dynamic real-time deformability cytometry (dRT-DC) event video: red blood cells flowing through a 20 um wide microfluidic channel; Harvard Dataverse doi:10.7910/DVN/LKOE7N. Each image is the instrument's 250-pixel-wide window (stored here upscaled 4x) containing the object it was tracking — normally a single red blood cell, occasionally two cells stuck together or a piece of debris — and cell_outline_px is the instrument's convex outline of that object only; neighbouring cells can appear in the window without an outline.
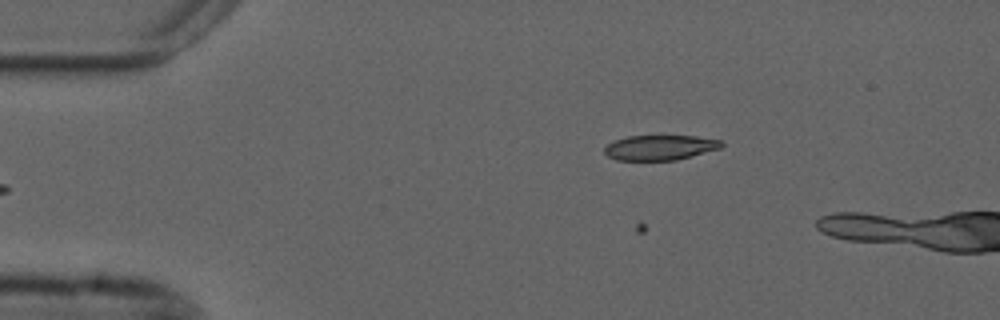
{"species": "common noctule bat (a hibernating species)", "species_latin": "Nyctalus noctula", "temperature_condition": "cold", "stored_images_in_passage": 13, "camera_frame_rate_fps": 3000, "um_per_image_px": 0.085, "animal": {"sex": "male", "forearm_length_mm": 52.5}, "frame": {"image": 1, "passage_image": 9, "time_ms": 2.667, "image_size_px": [1000, 320], "cell_outline_px": [[724, 144], [720, 148], [676, 160], [616, 160], [608, 156], [604, 152], [604, 148], [608, 144], [616, 140], [628, 136], [696, 136], [724, 140]], "centroid_in_image_um": [56.12, 12.54], "position_along_channel_um": 28.9, "area_um2": 16.99}}